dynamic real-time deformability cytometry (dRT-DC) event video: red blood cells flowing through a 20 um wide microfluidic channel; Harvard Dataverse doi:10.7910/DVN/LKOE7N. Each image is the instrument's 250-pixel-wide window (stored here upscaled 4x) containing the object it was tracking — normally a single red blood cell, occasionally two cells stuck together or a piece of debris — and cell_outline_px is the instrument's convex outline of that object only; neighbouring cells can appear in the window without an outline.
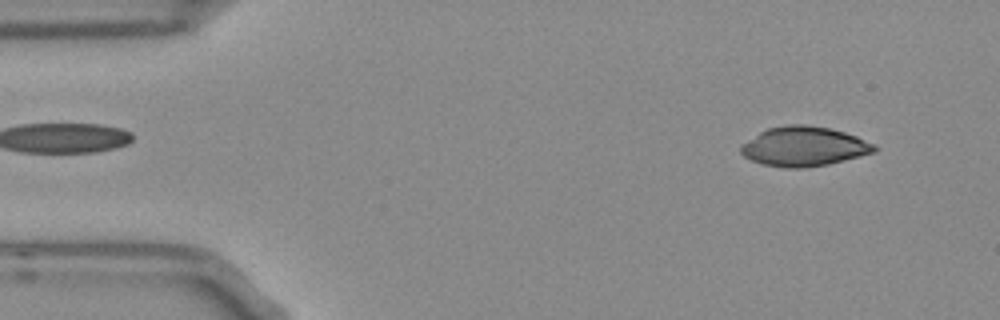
{"species": "Egyptian fruit bat (a non-hibernating species)", "species_latin": "Rousettus aegyptiacus", "temperature_condition": "room temperature", "stored_images_in_passage": 52, "camera_frame_rate_fps": 3000, "um_per_image_px": 0.085, "frame": {"image": 1, "passage_image": 4, "time_ms": 1.0, "image_size_px": [1000, 320], "cell_outline_px": [[880, 148], [876, 152], [828, 164], [804, 168], [788, 168], [764, 164], [752, 160], [744, 156], [740, 152], [740, 148], [744, 144], [760, 132], [768, 128], [784, 124], [808, 124], [828, 128], [844, 132], [856, 136], [876, 144]], "centroid_in_image_um": [68.39, 12.44], "position_along_channel_um": 16.6, "area_um2": 30.69}}
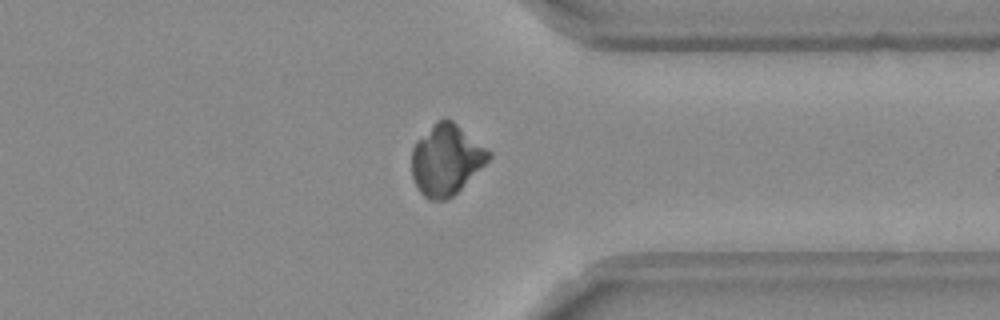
{"frame": {"image": 2, "passage_image": 40, "time_ms": 13.0, "image_size_px": [1000, 320], "cell_outline_px": [[492, 156], [452, 196], [444, 200], [428, 200], [420, 192], [412, 176], [412, 148], [416, 140], [436, 120], [444, 116], [452, 120], [492, 152]], "centroid_in_image_um": [37.9, 13.54], "position_along_channel_um": 373.5, "area_um2": 31.5}}
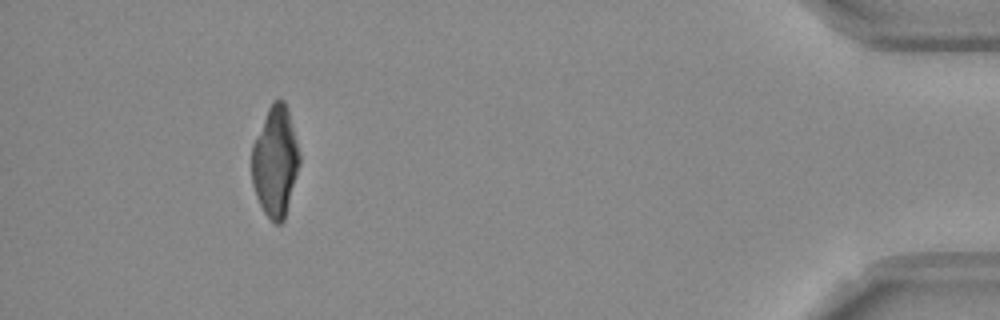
{"frame": {"image": 3, "passage_image": 48, "time_ms": 15.667, "image_size_px": [1000, 320], "cell_outline_px": [[300, 164], [284, 220], [280, 224], [276, 224], [264, 212], [256, 196], [252, 184], [252, 144], [268, 108], [276, 100], [284, 100], [288, 112], [300, 156]], "centroid_in_image_um": [23.38, 13.76], "position_along_channel_um": 411.8, "area_um2": 30.23}}